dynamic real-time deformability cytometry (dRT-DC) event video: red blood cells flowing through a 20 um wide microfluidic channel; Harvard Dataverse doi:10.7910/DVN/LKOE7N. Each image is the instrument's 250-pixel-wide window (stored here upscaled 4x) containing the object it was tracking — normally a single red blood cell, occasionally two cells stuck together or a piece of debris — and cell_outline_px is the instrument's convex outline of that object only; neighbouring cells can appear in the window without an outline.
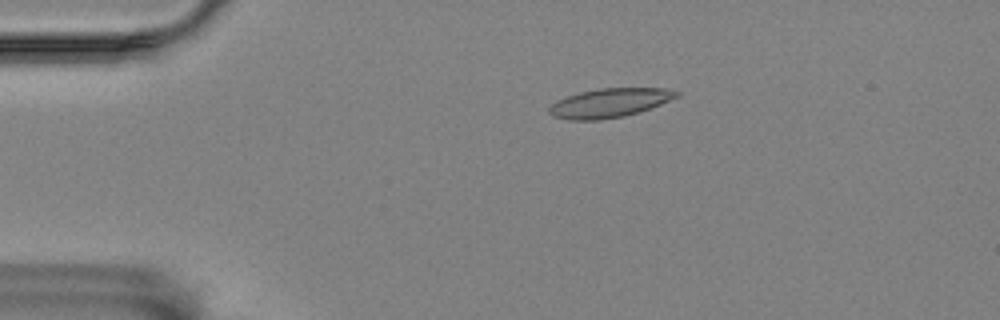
{"species": "Egyptian fruit bat (a non-hibernating species)", "species_latin": "Rousettus aegyptiacus", "temperature_condition": "room temperature", "stored_images_in_passage": 5, "camera_frame_rate_fps": 3000, "um_per_image_px": 0.085, "animal": {"sex": "female"}, "frame": {"image": 1, "passage_image": 1, "time_ms": 0.0, "image_size_px": [1000, 320], "cell_outline_px": [[680, 96], [660, 104], [624, 116], [600, 120], [568, 120], [552, 116], [548, 112], [548, 108], [556, 100], [580, 92], [600, 88], [664, 88], [680, 92]], "centroid_in_image_um": [51.78, 8.75], "position_along_channel_um": 33.2, "area_um2": 21.44}}
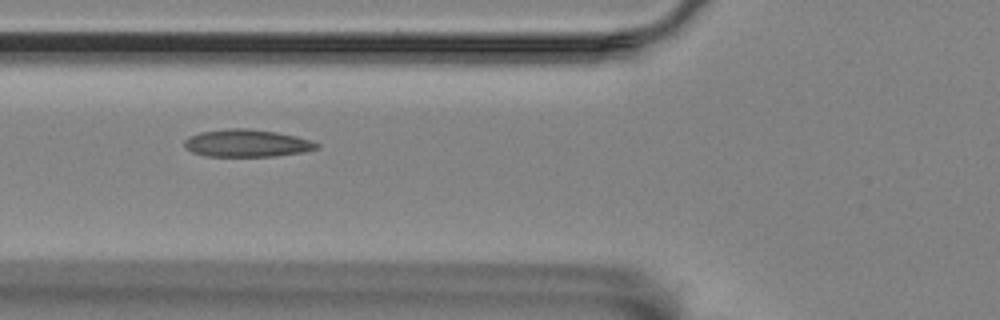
{"frame": {"image": 2, "passage_image": 4, "time_ms": 3.333, "image_size_px": [1000, 320], "cell_outline_px": [[320, 148], [304, 152], [276, 156], [204, 156], [192, 152], [184, 148], [184, 140], [188, 136], [200, 132], [228, 128], [248, 128], [276, 132], [296, 136], [312, 140], [320, 144]], "centroid_in_image_um": [20.99, 12.17], "position_along_channel_um": 104.8, "area_um2": 21.44}}
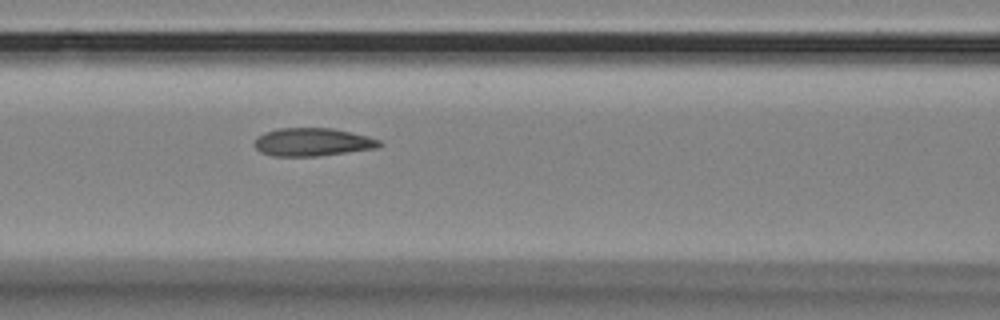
{"frame": {"image": 3, "passage_image": 5, "time_ms": 4.333, "image_size_px": [1000, 320], "cell_outline_px": [[384, 144], [376, 148], [348, 152], [316, 156], [272, 156], [260, 152], [252, 144], [256, 136], [264, 132], [276, 128], [332, 128], [368, 136], [380, 140]], "centroid_in_image_um": [26.51, 12.07], "position_along_channel_um": 140.1, "area_um2": 20.63}}